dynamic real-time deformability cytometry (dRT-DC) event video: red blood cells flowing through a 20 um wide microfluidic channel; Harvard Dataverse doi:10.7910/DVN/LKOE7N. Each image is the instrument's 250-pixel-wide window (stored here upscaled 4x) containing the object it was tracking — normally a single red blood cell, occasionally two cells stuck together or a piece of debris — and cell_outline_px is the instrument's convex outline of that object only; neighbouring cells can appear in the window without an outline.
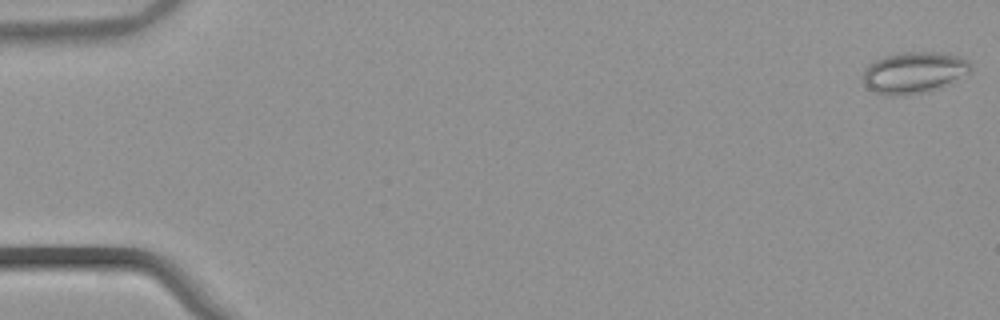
{"species": "common noctule bat (a hibernating species)", "species_latin": "Nyctalus noctula", "temperature_condition": "warm", "stored_images_in_passage": 10, "camera_frame_rate_fps": 3000, "um_per_image_px": 0.085, "animal": {"sex": "male", "body_mass_g": 21.5, "forearm_length_mm": 52.0}, "frame": {"image": 1, "passage_image": 1, "time_ms": 0.0, "image_size_px": [1000, 320], "cell_outline_px": [[972, 68], [968, 72], [948, 84], [940, 88], [928, 92], [904, 96], [888, 96], [876, 92], [868, 88], [864, 84], [860, 76], [864, 68], [872, 60], [884, 56], [900, 52], [948, 52], [960, 56], [968, 60]], "centroid_in_image_um": [77.64, 6.16], "position_along_channel_um": 7.4, "area_um2": 26.65}}